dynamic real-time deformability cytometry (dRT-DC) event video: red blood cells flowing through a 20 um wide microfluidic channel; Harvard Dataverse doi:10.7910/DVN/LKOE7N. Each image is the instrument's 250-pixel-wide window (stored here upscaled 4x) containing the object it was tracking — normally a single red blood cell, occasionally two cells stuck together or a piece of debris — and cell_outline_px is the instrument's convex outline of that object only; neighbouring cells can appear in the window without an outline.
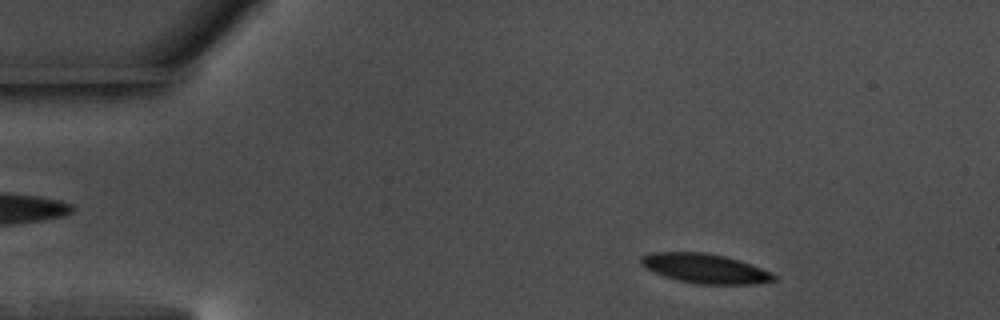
{"species": "common noctule bat (a hibernating species)", "species_latin": "Nyctalus noctula", "temperature_condition": "warm", "stored_images_in_passage": 52, "camera_frame_rate_fps": 3000, "um_per_image_px": 0.085, "animal": {"sex": "male", "body_mass_g": 17.5, "forearm_length_mm": 52.3}, "frame": {"image": 1, "passage_image": 5, "time_ms": 1.333, "image_size_px": [1000, 320], "cell_outline_px": [[776, 280], [760, 284], [696, 284], [664, 276], [640, 264], [640, 256], [652, 252], [704, 252], [724, 256], [740, 260], [752, 264], [772, 272], [776, 276]], "centroid_in_image_um": [59.98, 22.82], "position_along_channel_um": 25.0, "area_um2": 22.89}}
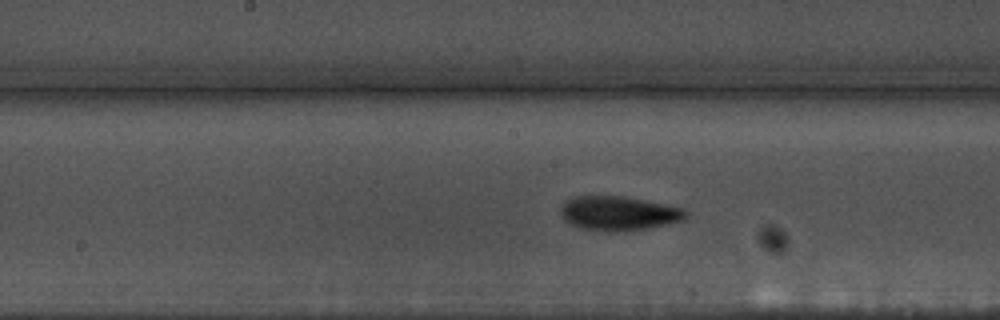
{"frame": {"image": 2, "passage_image": 25, "time_ms": 8.0, "image_size_px": [1000, 320], "cell_outline_px": [[688, 212], [684, 220], [648, 228], [616, 232], [612, 232], [580, 228], [568, 224], [560, 216], [560, 208], [568, 200], [576, 196], [624, 196], [684, 208]], "centroid_in_image_um": [52.57, 18.14], "position_along_channel_um": 195.6, "area_um2": 25.03}}
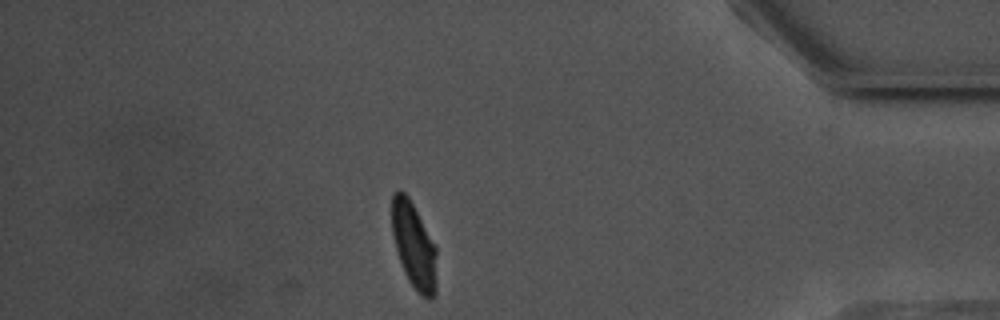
{"frame": {"image": 3, "passage_image": 45, "time_ms": 14.667, "image_size_px": [1000, 320], "cell_outline_px": [[436, 292], [432, 300], [428, 300], [420, 296], [416, 292], [408, 280], [404, 272], [396, 248], [392, 232], [392, 196], [400, 188], [408, 196], [436, 248]], "centroid_in_image_um": [35.19, 20.94], "position_along_channel_um": 400.0, "area_um2": 22.31}, "authors_computed_cell_mechanics": {"area_um2": 23.1778, "velocity_mm_per_s": 3.6507, "shape_relaxation_time_tau1_ms": 3.219, "shape_relaxation_time_tau2_ms": 2.9934, "deformation_change_tau1": 0.123, "deformation_change_tau2": 0.0773}}